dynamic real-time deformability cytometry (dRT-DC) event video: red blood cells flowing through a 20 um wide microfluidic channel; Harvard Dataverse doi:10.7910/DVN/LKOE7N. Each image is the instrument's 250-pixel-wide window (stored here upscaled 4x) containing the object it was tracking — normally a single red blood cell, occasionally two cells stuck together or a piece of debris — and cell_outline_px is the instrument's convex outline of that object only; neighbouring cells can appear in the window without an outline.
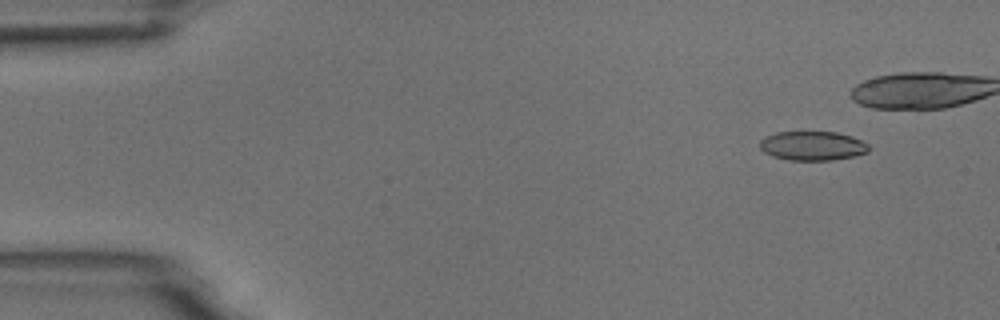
{"species": "common noctule bat (a hibernating species)", "species_latin": "Nyctalus noctula", "temperature_condition": "room temperature", "stored_images_in_passage": 6, "camera_frame_rate_fps": 3000, "um_per_image_px": 0.085, "animal": {"sex": "male", "body_mass_g": 18.8}, "frame": {"image": 1, "passage_image": 1, "time_ms": 0.0, "image_size_px": [1000, 320], "cell_outline_px": [[868, 152], [852, 156], [832, 160], [788, 160], [772, 156], [764, 152], [760, 148], [760, 140], [764, 136], [776, 132], [836, 132], [852, 136], [868, 144]], "centroid_in_image_um": [69.02, 12.39], "position_along_channel_um": 16.0, "area_um2": 18.5}}